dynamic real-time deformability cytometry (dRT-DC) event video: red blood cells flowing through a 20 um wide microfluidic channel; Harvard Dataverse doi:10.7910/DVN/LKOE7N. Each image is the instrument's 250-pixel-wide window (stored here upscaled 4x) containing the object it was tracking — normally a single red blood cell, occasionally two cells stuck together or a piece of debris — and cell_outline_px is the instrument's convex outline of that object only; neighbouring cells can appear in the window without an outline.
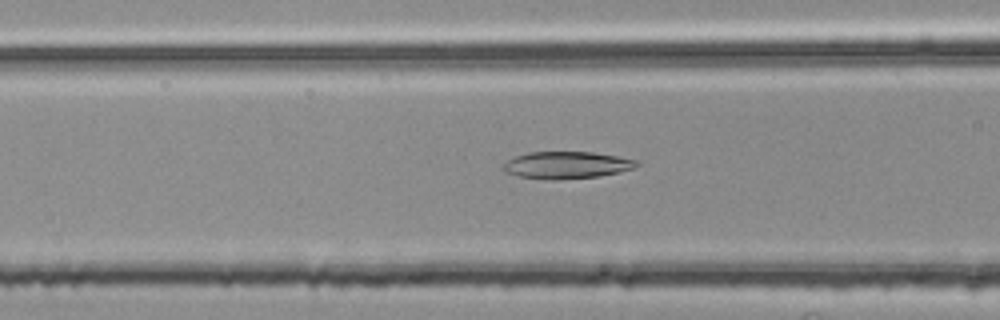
{"species": "common noctule bat (a hibernating species)", "species_latin": "Nyctalus noctula", "temperature_condition": "room temperature", "stored_images_in_passage": 46, "camera_frame_rate_fps": 3000, "um_per_image_px": 0.085, "animal": {"sex": "female", "body_mass_g": 25.1}, "frame": {"image": 1, "passage_image": 13, "time_ms": 4.0, "image_size_px": [1000, 320], "cell_outline_px": [[640, 164], [632, 168], [620, 172], [600, 176], [556, 180], [552, 180], [520, 176], [504, 172], [500, 168], [508, 160], [516, 156], [528, 152], [592, 152], [616, 156], [636, 160]], "centroid_in_image_um": [48.14, 14.03], "position_along_channel_um": 118.5, "area_um2": 20.98}}
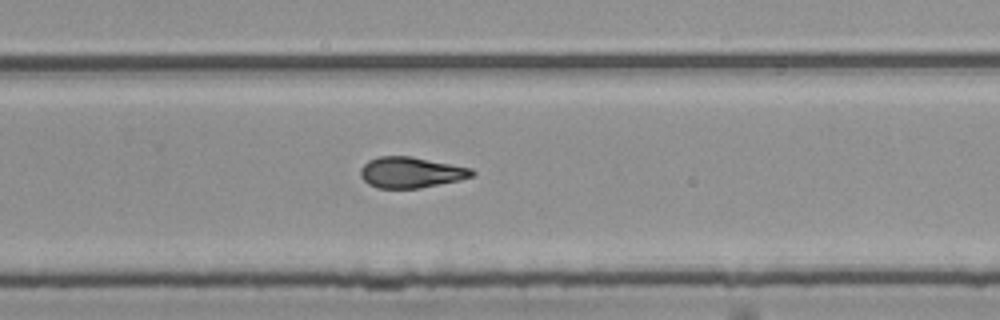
{"frame": {"image": 2, "passage_image": 27, "time_ms": 8.667, "image_size_px": [1000, 320], "cell_outline_px": [[476, 176], [460, 180], [420, 188], [376, 188], [368, 184], [360, 176], [360, 168], [368, 160], [376, 156], [412, 156], [472, 168], [476, 172]], "centroid_in_image_um": [34.94, 14.65], "position_along_channel_um": 294.9, "area_um2": 20.35}}
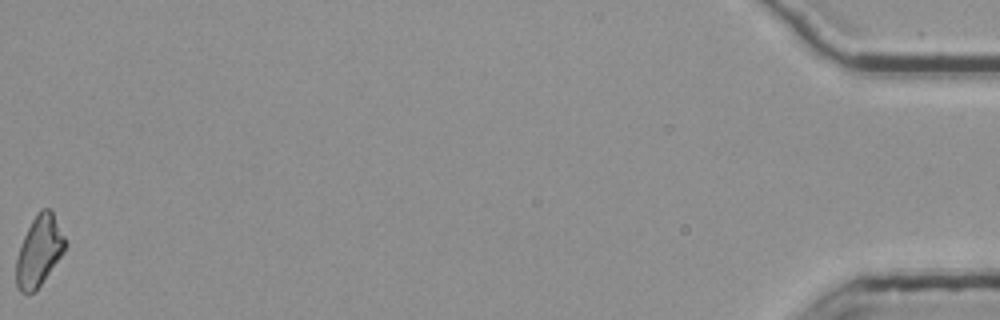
{"frame": {"image": 3, "passage_image": 46, "time_ms": 15.0, "image_size_px": [1000, 320], "cell_outline_px": [[68, 244], [64, 252], [36, 292], [20, 292], [16, 284], [16, 256], [20, 244], [32, 220], [40, 208], [48, 208], [52, 212], [68, 240]], "centroid_in_image_um": [3.34, 21.33], "position_along_channel_um": 431.9, "area_um2": 20.35}, "authors_computed_cell_mechanics": {"area_um2": 20.3456, "velocity_mm_per_s": 3.7922, "shape_relaxation_time_tau1_ms": null, "shape_relaxation_time_tau2_ms": 3.592, "deformation_change_tau1": null, "deformation_change_tau2": 0.126}}